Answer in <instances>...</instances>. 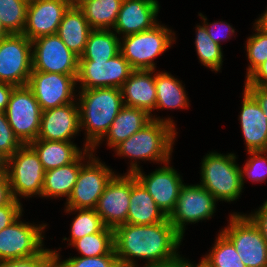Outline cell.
Segmentation results:
<instances>
[{"mask_svg": "<svg viewBox=\"0 0 267 267\" xmlns=\"http://www.w3.org/2000/svg\"><path fill=\"white\" fill-rule=\"evenodd\" d=\"M221 233L233 244L246 267H267V243L248 215L231 214Z\"/></svg>", "mask_w": 267, "mask_h": 267, "instance_id": "8", "label": "cell"}, {"mask_svg": "<svg viewBox=\"0 0 267 267\" xmlns=\"http://www.w3.org/2000/svg\"><path fill=\"white\" fill-rule=\"evenodd\" d=\"M8 35L9 33L6 31V29L2 26L0 22V40L6 38Z\"/></svg>", "mask_w": 267, "mask_h": 267, "instance_id": "51", "label": "cell"}, {"mask_svg": "<svg viewBox=\"0 0 267 267\" xmlns=\"http://www.w3.org/2000/svg\"><path fill=\"white\" fill-rule=\"evenodd\" d=\"M240 113L247 151H267V118L256 99L244 88Z\"/></svg>", "mask_w": 267, "mask_h": 267, "instance_id": "21", "label": "cell"}, {"mask_svg": "<svg viewBox=\"0 0 267 267\" xmlns=\"http://www.w3.org/2000/svg\"><path fill=\"white\" fill-rule=\"evenodd\" d=\"M78 211L79 214L74 218L71 226V239H68L72 245L76 240L81 239L85 235L100 232L104 227L101 217L95 209H70L66 208L65 212Z\"/></svg>", "mask_w": 267, "mask_h": 267, "instance_id": "35", "label": "cell"}, {"mask_svg": "<svg viewBox=\"0 0 267 267\" xmlns=\"http://www.w3.org/2000/svg\"><path fill=\"white\" fill-rule=\"evenodd\" d=\"M265 153L267 154V151H248L251 157L245 163L244 168H240L242 185H244V174L253 182L265 181L267 178V156H263Z\"/></svg>", "mask_w": 267, "mask_h": 267, "instance_id": "38", "label": "cell"}, {"mask_svg": "<svg viewBox=\"0 0 267 267\" xmlns=\"http://www.w3.org/2000/svg\"><path fill=\"white\" fill-rule=\"evenodd\" d=\"M21 203L14 198L0 206V231L15 222L22 214Z\"/></svg>", "mask_w": 267, "mask_h": 267, "instance_id": "41", "label": "cell"}, {"mask_svg": "<svg viewBox=\"0 0 267 267\" xmlns=\"http://www.w3.org/2000/svg\"><path fill=\"white\" fill-rule=\"evenodd\" d=\"M155 70H133L120 88L124 106L145 110L151 115L156 108Z\"/></svg>", "mask_w": 267, "mask_h": 267, "instance_id": "22", "label": "cell"}, {"mask_svg": "<svg viewBox=\"0 0 267 267\" xmlns=\"http://www.w3.org/2000/svg\"><path fill=\"white\" fill-rule=\"evenodd\" d=\"M7 175V157L0 152V176Z\"/></svg>", "mask_w": 267, "mask_h": 267, "instance_id": "50", "label": "cell"}, {"mask_svg": "<svg viewBox=\"0 0 267 267\" xmlns=\"http://www.w3.org/2000/svg\"><path fill=\"white\" fill-rule=\"evenodd\" d=\"M144 267H201V262L197 264V266H194L192 263L184 260V258L182 259V257H180V255L178 254L170 260L158 262Z\"/></svg>", "mask_w": 267, "mask_h": 267, "instance_id": "46", "label": "cell"}, {"mask_svg": "<svg viewBox=\"0 0 267 267\" xmlns=\"http://www.w3.org/2000/svg\"><path fill=\"white\" fill-rule=\"evenodd\" d=\"M10 168V169H9ZM45 170L38 154L29 145H23L14 155L7 158V177L12 197L42 195ZM18 195V196H17Z\"/></svg>", "mask_w": 267, "mask_h": 267, "instance_id": "6", "label": "cell"}, {"mask_svg": "<svg viewBox=\"0 0 267 267\" xmlns=\"http://www.w3.org/2000/svg\"><path fill=\"white\" fill-rule=\"evenodd\" d=\"M128 173L134 174L135 178L154 199L158 208L169 217L175 209L180 189L184 185L180 174L172 167L164 165L146 176L141 172L137 162H131Z\"/></svg>", "mask_w": 267, "mask_h": 267, "instance_id": "13", "label": "cell"}, {"mask_svg": "<svg viewBox=\"0 0 267 267\" xmlns=\"http://www.w3.org/2000/svg\"><path fill=\"white\" fill-rule=\"evenodd\" d=\"M172 35V30L158 23L149 30L123 37L120 53L134 70H154L153 59L175 41Z\"/></svg>", "mask_w": 267, "mask_h": 267, "instance_id": "5", "label": "cell"}, {"mask_svg": "<svg viewBox=\"0 0 267 267\" xmlns=\"http://www.w3.org/2000/svg\"><path fill=\"white\" fill-rule=\"evenodd\" d=\"M176 134L175 126L165 121L151 120L114 149L119 156L160 161L168 165Z\"/></svg>", "mask_w": 267, "mask_h": 267, "instance_id": "3", "label": "cell"}, {"mask_svg": "<svg viewBox=\"0 0 267 267\" xmlns=\"http://www.w3.org/2000/svg\"><path fill=\"white\" fill-rule=\"evenodd\" d=\"M236 155L209 153L201 165V182L217 200L227 202L238 199L243 185L240 167L235 164Z\"/></svg>", "mask_w": 267, "mask_h": 267, "instance_id": "4", "label": "cell"}, {"mask_svg": "<svg viewBox=\"0 0 267 267\" xmlns=\"http://www.w3.org/2000/svg\"><path fill=\"white\" fill-rule=\"evenodd\" d=\"M134 69L121 53L108 61H79L77 82L82 90L121 88Z\"/></svg>", "mask_w": 267, "mask_h": 267, "instance_id": "14", "label": "cell"}, {"mask_svg": "<svg viewBox=\"0 0 267 267\" xmlns=\"http://www.w3.org/2000/svg\"><path fill=\"white\" fill-rule=\"evenodd\" d=\"M88 156V164L81 166L73 191L67 200L66 208L95 209L106 185L115 175L111 169L99 162L98 158H93V154Z\"/></svg>", "mask_w": 267, "mask_h": 267, "instance_id": "10", "label": "cell"}, {"mask_svg": "<svg viewBox=\"0 0 267 267\" xmlns=\"http://www.w3.org/2000/svg\"><path fill=\"white\" fill-rule=\"evenodd\" d=\"M23 144L14 135L4 112H0V152L7 158L14 155Z\"/></svg>", "mask_w": 267, "mask_h": 267, "instance_id": "40", "label": "cell"}, {"mask_svg": "<svg viewBox=\"0 0 267 267\" xmlns=\"http://www.w3.org/2000/svg\"><path fill=\"white\" fill-rule=\"evenodd\" d=\"M201 17H202V19L204 20V23H203V25L205 26V28H206V31L208 32V35L210 36V38L214 41V42H216V43H218L219 45H221L220 44V40H224L225 38H230V34L232 33H235V31H234V29L230 26V24H227L226 22H219L218 23V21L215 23H212V24H208L207 22H206V20H207V18H205L201 13L199 14ZM207 23V24H206ZM220 25V26H219ZM224 28H223V27ZM217 27H221V29H224V30H221L220 29V31L218 30V28ZM224 31H226L225 33H227L228 35H221ZM221 32V33H220ZM214 33H218V35L219 36H217L216 34H214ZM220 33V34H219Z\"/></svg>", "mask_w": 267, "mask_h": 267, "instance_id": "42", "label": "cell"}, {"mask_svg": "<svg viewBox=\"0 0 267 267\" xmlns=\"http://www.w3.org/2000/svg\"><path fill=\"white\" fill-rule=\"evenodd\" d=\"M13 199L7 175L0 176V206L8 204Z\"/></svg>", "mask_w": 267, "mask_h": 267, "instance_id": "47", "label": "cell"}, {"mask_svg": "<svg viewBox=\"0 0 267 267\" xmlns=\"http://www.w3.org/2000/svg\"><path fill=\"white\" fill-rule=\"evenodd\" d=\"M0 267H55V254L52 250L43 249L29 257L0 261Z\"/></svg>", "mask_w": 267, "mask_h": 267, "instance_id": "39", "label": "cell"}, {"mask_svg": "<svg viewBox=\"0 0 267 267\" xmlns=\"http://www.w3.org/2000/svg\"><path fill=\"white\" fill-rule=\"evenodd\" d=\"M76 78L77 75L32 71L27 86L45 111L74 102Z\"/></svg>", "mask_w": 267, "mask_h": 267, "instance_id": "15", "label": "cell"}, {"mask_svg": "<svg viewBox=\"0 0 267 267\" xmlns=\"http://www.w3.org/2000/svg\"><path fill=\"white\" fill-rule=\"evenodd\" d=\"M120 42L111 30L92 29L79 61H108L120 53Z\"/></svg>", "mask_w": 267, "mask_h": 267, "instance_id": "28", "label": "cell"}, {"mask_svg": "<svg viewBox=\"0 0 267 267\" xmlns=\"http://www.w3.org/2000/svg\"><path fill=\"white\" fill-rule=\"evenodd\" d=\"M261 86H267V60L246 79L244 87Z\"/></svg>", "mask_w": 267, "mask_h": 267, "instance_id": "43", "label": "cell"}, {"mask_svg": "<svg viewBox=\"0 0 267 267\" xmlns=\"http://www.w3.org/2000/svg\"><path fill=\"white\" fill-rule=\"evenodd\" d=\"M38 154L45 171L73 162L82 151L73 142L35 140L29 144Z\"/></svg>", "mask_w": 267, "mask_h": 267, "instance_id": "27", "label": "cell"}, {"mask_svg": "<svg viewBox=\"0 0 267 267\" xmlns=\"http://www.w3.org/2000/svg\"><path fill=\"white\" fill-rule=\"evenodd\" d=\"M248 217L257 226L267 243V200L258 211Z\"/></svg>", "mask_w": 267, "mask_h": 267, "instance_id": "44", "label": "cell"}, {"mask_svg": "<svg viewBox=\"0 0 267 267\" xmlns=\"http://www.w3.org/2000/svg\"><path fill=\"white\" fill-rule=\"evenodd\" d=\"M151 120H161L174 126L175 124L168 119H158L149 115L145 110L135 107L123 106L118 115L111 123L107 136V144L109 147L115 148L121 142L131 137L134 133L145 127Z\"/></svg>", "mask_w": 267, "mask_h": 267, "instance_id": "23", "label": "cell"}, {"mask_svg": "<svg viewBox=\"0 0 267 267\" xmlns=\"http://www.w3.org/2000/svg\"><path fill=\"white\" fill-rule=\"evenodd\" d=\"M159 8L157 0H123L114 31L125 37L153 28Z\"/></svg>", "mask_w": 267, "mask_h": 267, "instance_id": "20", "label": "cell"}, {"mask_svg": "<svg viewBox=\"0 0 267 267\" xmlns=\"http://www.w3.org/2000/svg\"><path fill=\"white\" fill-rule=\"evenodd\" d=\"M55 254V267H121L116 254L94 257H71L60 262L59 254Z\"/></svg>", "mask_w": 267, "mask_h": 267, "instance_id": "37", "label": "cell"}, {"mask_svg": "<svg viewBox=\"0 0 267 267\" xmlns=\"http://www.w3.org/2000/svg\"><path fill=\"white\" fill-rule=\"evenodd\" d=\"M27 7L26 0H0V22L9 34L23 33Z\"/></svg>", "mask_w": 267, "mask_h": 267, "instance_id": "33", "label": "cell"}, {"mask_svg": "<svg viewBox=\"0 0 267 267\" xmlns=\"http://www.w3.org/2000/svg\"><path fill=\"white\" fill-rule=\"evenodd\" d=\"M14 135L23 144H30L39 135L42 109L32 90L16 86L4 111Z\"/></svg>", "mask_w": 267, "mask_h": 267, "instance_id": "7", "label": "cell"}, {"mask_svg": "<svg viewBox=\"0 0 267 267\" xmlns=\"http://www.w3.org/2000/svg\"><path fill=\"white\" fill-rule=\"evenodd\" d=\"M70 0H35L28 2L26 27L23 31L29 40L56 34Z\"/></svg>", "mask_w": 267, "mask_h": 267, "instance_id": "18", "label": "cell"}, {"mask_svg": "<svg viewBox=\"0 0 267 267\" xmlns=\"http://www.w3.org/2000/svg\"><path fill=\"white\" fill-rule=\"evenodd\" d=\"M254 24V26H256L259 30L267 34V10Z\"/></svg>", "mask_w": 267, "mask_h": 267, "instance_id": "49", "label": "cell"}, {"mask_svg": "<svg viewBox=\"0 0 267 267\" xmlns=\"http://www.w3.org/2000/svg\"><path fill=\"white\" fill-rule=\"evenodd\" d=\"M19 219L0 231V261L29 257L43 250L46 225H30Z\"/></svg>", "mask_w": 267, "mask_h": 267, "instance_id": "16", "label": "cell"}, {"mask_svg": "<svg viewBox=\"0 0 267 267\" xmlns=\"http://www.w3.org/2000/svg\"><path fill=\"white\" fill-rule=\"evenodd\" d=\"M80 131L79 107L68 103L42 111L40 131L36 140L67 141Z\"/></svg>", "mask_w": 267, "mask_h": 267, "instance_id": "19", "label": "cell"}, {"mask_svg": "<svg viewBox=\"0 0 267 267\" xmlns=\"http://www.w3.org/2000/svg\"><path fill=\"white\" fill-rule=\"evenodd\" d=\"M131 194V173L114 175L106 185L95 208L106 227L112 229L127 223Z\"/></svg>", "mask_w": 267, "mask_h": 267, "instance_id": "17", "label": "cell"}, {"mask_svg": "<svg viewBox=\"0 0 267 267\" xmlns=\"http://www.w3.org/2000/svg\"><path fill=\"white\" fill-rule=\"evenodd\" d=\"M72 5H77L82 0H70Z\"/></svg>", "mask_w": 267, "mask_h": 267, "instance_id": "52", "label": "cell"}, {"mask_svg": "<svg viewBox=\"0 0 267 267\" xmlns=\"http://www.w3.org/2000/svg\"><path fill=\"white\" fill-rule=\"evenodd\" d=\"M245 89L256 99L267 118V86L245 87Z\"/></svg>", "mask_w": 267, "mask_h": 267, "instance_id": "45", "label": "cell"}, {"mask_svg": "<svg viewBox=\"0 0 267 267\" xmlns=\"http://www.w3.org/2000/svg\"><path fill=\"white\" fill-rule=\"evenodd\" d=\"M156 109H177L189 106L186 91L181 82L167 72L155 74Z\"/></svg>", "mask_w": 267, "mask_h": 267, "instance_id": "30", "label": "cell"}, {"mask_svg": "<svg viewBox=\"0 0 267 267\" xmlns=\"http://www.w3.org/2000/svg\"><path fill=\"white\" fill-rule=\"evenodd\" d=\"M256 34L247 40L246 50L250 62L247 69L248 78L263 62L267 60V34L255 26Z\"/></svg>", "mask_w": 267, "mask_h": 267, "instance_id": "36", "label": "cell"}, {"mask_svg": "<svg viewBox=\"0 0 267 267\" xmlns=\"http://www.w3.org/2000/svg\"><path fill=\"white\" fill-rule=\"evenodd\" d=\"M79 93L80 128L85 127L87 131L84 149L94 151L124 106L121 90L115 87L92 88Z\"/></svg>", "mask_w": 267, "mask_h": 267, "instance_id": "2", "label": "cell"}, {"mask_svg": "<svg viewBox=\"0 0 267 267\" xmlns=\"http://www.w3.org/2000/svg\"><path fill=\"white\" fill-rule=\"evenodd\" d=\"M32 71L77 75L79 57L57 34L32 40Z\"/></svg>", "mask_w": 267, "mask_h": 267, "instance_id": "11", "label": "cell"}, {"mask_svg": "<svg viewBox=\"0 0 267 267\" xmlns=\"http://www.w3.org/2000/svg\"><path fill=\"white\" fill-rule=\"evenodd\" d=\"M127 223L151 225L163 222L167 216L158 208L145 187L131 173V194Z\"/></svg>", "mask_w": 267, "mask_h": 267, "instance_id": "24", "label": "cell"}, {"mask_svg": "<svg viewBox=\"0 0 267 267\" xmlns=\"http://www.w3.org/2000/svg\"><path fill=\"white\" fill-rule=\"evenodd\" d=\"M113 231L114 251L121 267H135L133 257L147 259L145 266L170 260L178 255L183 239L168 217L151 225L125 223Z\"/></svg>", "mask_w": 267, "mask_h": 267, "instance_id": "1", "label": "cell"}, {"mask_svg": "<svg viewBox=\"0 0 267 267\" xmlns=\"http://www.w3.org/2000/svg\"><path fill=\"white\" fill-rule=\"evenodd\" d=\"M72 246L80 252L82 257H94L107 254H115L114 231L110 227H104L100 232L85 235L76 240Z\"/></svg>", "mask_w": 267, "mask_h": 267, "instance_id": "31", "label": "cell"}, {"mask_svg": "<svg viewBox=\"0 0 267 267\" xmlns=\"http://www.w3.org/2000/svg\"><path fill=\"white\" fill-rule=\"evenodd\" d=\"M196 32L195 46L199 60L212 71H219L223 62L221 46L210 38L204 25H198Z\"/></svg>", "mask_w": 267, "mask_h": 267, "instance_id": "34", "label": "cell"}, {"mask_svg": "<svg viewBox=\"0 0 267 267\" xmlns=\"http://www.w3.org/2000/svg\"><path fill=\"white\" fill-rule=\"evenodd\" d=\"M201 267H246L233 244L220 232L210 253L201 260Z\"/></svg>", "mask_w": 267, "mask_h": 267, "instance_id": "32", "label": "cell"}, {"mask_svg": "<svg viewBox=\"0 0 267 267\" xmlns=\"http://www.w3.org/2000/svg\"><path fill=\"white\" fill-rule=\"evenodd\" d=\"M91 31L83 11L78 5H71L65 12L56 34L80 58Z\"/></svg>", "mask_w": 267, "mask_h": 267, "instance_id": "25", "label": "cell"}, {"mask_svg": "<svg viewBox=\"0 0 267 267\" xmlns=\"http://www.w3.org/2000/svg\"><path fill=\"white\" fill-rule=\"evenodd\" d=\"M16 86L0 82V112H4L6 107L8 106L10 96L12 94L13 89Z\"/></svg>", "mask_w": 267, "mask_h": 267, "instance_id": "48", "label": "cell"}, {"mask_svg": "<svg viewBox=\"0 0 267 267\" xmlns=\"http://www.w3.org/2000/svg\"><path fill=\"white\" fill-rule=\"evenodd\" d=\"M32 41L23 34L0 40V82L26 86L32 67Z\"/></svg>", "mask_w": 267, "mask_h": 267, "instance_id": "9", "label": "cell"}, {"mask_svg": "<svg viewBox=\"0 0 267 267\" xmlns=\"http://www.w3.org/2000/svg\"><path fill=\"white\" fill-rule=\"evenodd\" d=\"M73 162L45 171L44 184L41 197H70L73 187L77 181L79 171L85 157L83 154H93L92 149H84ZM89 151H92L91 153ZM87 152V153H86ZM83 155V156H82Z\"/></svg>", "mask_w": 267, "mask_h": 267, "instance_id": "26", "label": "cell"}, {"mask_svg": "<svg viewBox=\"0 0 267 267\" xmlns=\"http://www.w3.org/2000/svg\"><path fill=\"white\" fill-rule=\"evenodd\" d=\"M123 0H82L77 5L92 29L110 30L115 26Z\"/></svg>", "mask_w": 267, "mask_h": 267, "instance_id": "29", "label": "cell"}, {"mask_svg": "<svg viewBox=\"0 0 267 267\" xmlns=\"http://www.w3.org/2000/svg\"><path fill=\"white\" fill-rule=\"evenodd\" d=\"M218 201L202 185H183L180 189L175 209L169 215V222L183 237L185 223H196L207 219L215 212Z\"/></svg>", "mask_w": 267, "mask_h": 267, "instance_id": "12", "label": "cell"}]
</instances>
